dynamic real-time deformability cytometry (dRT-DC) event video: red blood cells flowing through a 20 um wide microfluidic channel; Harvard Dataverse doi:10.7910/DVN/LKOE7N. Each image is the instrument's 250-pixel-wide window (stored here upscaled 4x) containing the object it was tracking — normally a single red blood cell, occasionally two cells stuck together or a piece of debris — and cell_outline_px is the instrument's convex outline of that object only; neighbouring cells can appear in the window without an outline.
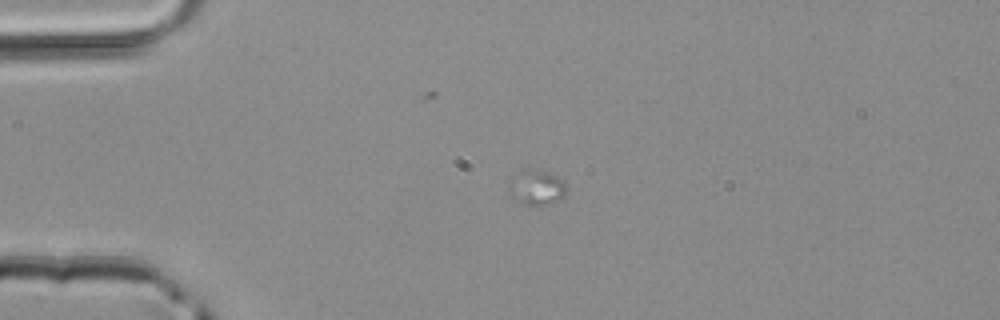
{"species": "common noctule bat (a hibernating species)", "species_latin": "Nyctalus noctula", "temperature_condition": "room temperature", "stored_images_in_passage": 17, "camera_frame_rate_fps": 3000, "um_per_image_px": 0.085, "animal": {"sex": "male", "body_mass_g": 20.4}, "frame": {"image": 1, "passage_image": 12, "time_ms": 3.667, "image_size_px": [1000, 320], "cell_outline_px": [[568, 188], [564, 196], [556, 204], [540, 208], [528, 208], [512, 200], [508, 196], [508, 180], [516, 172], [544, 172], [556, 176], [564, 180]], "centroid_in_image_um": [45.58, 16.08], "position_along_channel_um": 39.4, "area_um2": 12.6}}